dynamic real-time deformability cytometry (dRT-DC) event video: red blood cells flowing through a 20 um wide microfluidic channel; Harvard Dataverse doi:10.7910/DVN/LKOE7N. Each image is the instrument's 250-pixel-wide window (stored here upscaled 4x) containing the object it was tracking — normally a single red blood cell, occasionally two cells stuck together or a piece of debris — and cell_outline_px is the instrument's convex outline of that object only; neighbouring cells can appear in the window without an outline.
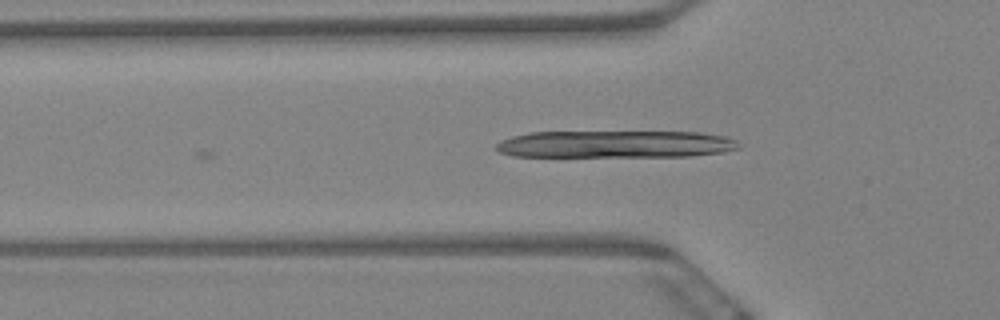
{"species": "Egyptian fruit bat (a non-hibernating species)", "species_latin": "Rousettus aegyptiacus", "temperature_condition": "warm", "stored_images_in_passage": 7, "camera_frame_rate_fps": 3000, "um_per_image_px": 0.085, "animal": {"sex": "female"}, "frame": {"image": 1, "passage_image": 6, "time_ms": 1.667, "image_size_px": [1000, 320], "cell_outline_px": [[740, 148], [724, 152], [692, 156], [512, 156], [500, 152], [496, 148], [496, 144], [500, 140], [512, 136], [528, 132], [700, 132], [724, 136], [736, 140], [740, 144]], "centroid_in_image_um": [52.32, 12.25], "position_along_channel_um": 73.5, "area_um2": 38.61}}